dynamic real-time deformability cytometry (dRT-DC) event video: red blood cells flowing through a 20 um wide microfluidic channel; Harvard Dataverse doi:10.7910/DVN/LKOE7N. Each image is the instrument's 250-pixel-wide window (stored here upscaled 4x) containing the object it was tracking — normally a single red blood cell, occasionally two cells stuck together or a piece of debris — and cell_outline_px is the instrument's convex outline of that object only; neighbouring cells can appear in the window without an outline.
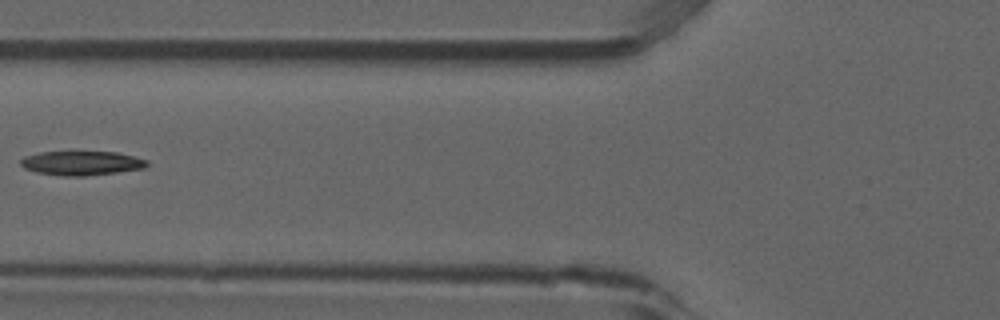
{"species": "common noctule bat (a hibernating species)", "species_latin": "Nyctalus noctula", "temperature_condition": "room temperature", "stored_images_in_passage": 2, "camera_frame_rate_fps": 3000, "um_per_image_px": 0.085, "animal": {"sex": "male", "forearm_length_mm": 52.5}, "frame": {"image": 1, "passage_image": 2, "time_ms": 0.333, "image_size_px": [1000, 320], "cell_outline_px": [[148, 164], [144, 168], [116, 172], [84, 176], [64, 176], [36, 172], [24, 168], [20, 164], [20, 160], [24, 156], [40, 152], [116, 152], [148, 160]], "centroid_in_image_um": [6.9, 13.86], "position_along_channel_um": 118.9, "area_um2": 17.69}}